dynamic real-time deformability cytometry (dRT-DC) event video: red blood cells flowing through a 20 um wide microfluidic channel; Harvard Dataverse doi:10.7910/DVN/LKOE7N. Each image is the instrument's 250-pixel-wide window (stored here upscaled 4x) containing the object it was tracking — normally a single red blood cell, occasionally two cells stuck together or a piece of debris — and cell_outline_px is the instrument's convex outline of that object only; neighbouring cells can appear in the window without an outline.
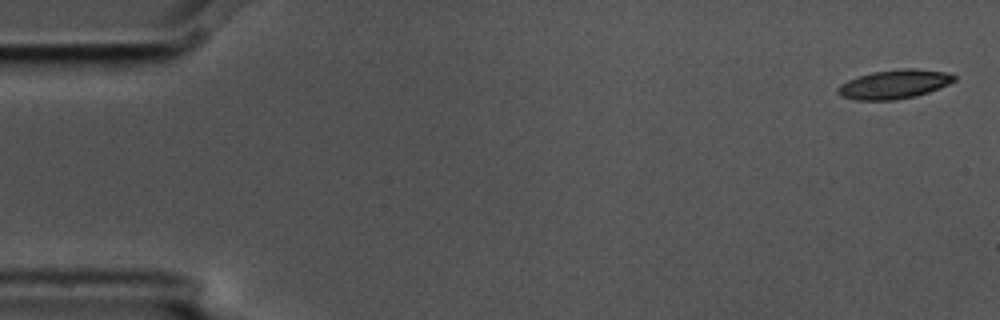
{"species": "common noctule bat (a hibernating species)", "species_latin": "Nyctalus noctula", "temperature_condition": "cold", "stored_images_in_passage": 10, "camera_frame_rate_fps": 3000, "um_per_image_px": 0.085, "animal": {"sex": "male", "body_mass_g": 17.5, "forearm_length_mm": 52.3}, "frame": {"image": 1, "passage_image": 1, "time_ms": 0.0, "image_size_px": [1000, 320], "cell_outline_px": [[956, 80], [948, 84], [928, 92], [916, 96], [892, 100], [856, 100], [840, 96], [836, 92], [836, 88], [840, 84], [848, 80], [872, 72], [904, 68], [912, 68], [944, 72], [956, 76]], "centroid_in_image_um": [75.97, 7.16], "position_along_channel_um": 9.0, "area_um2": 19.54}}
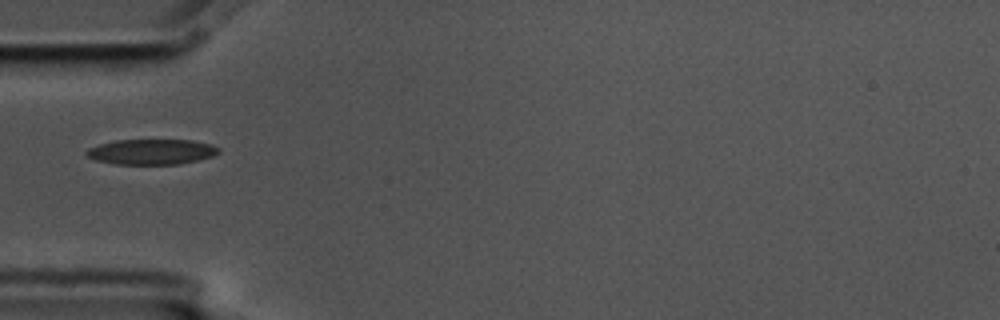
{"frame": {"image": 2, "passage_image": 5, "time_ms": 1.333, "image_size_px": [1000, 320], "cell_outline_px": [[220, 152], [212, 156], [180, 164], [116, 164], [96, 160], [88, 156], [84, 152], [88, 148], [100, 144], [116, 140], [192, 140], [212, 144], [220, 148]], "centroid_in_image_um": [12.89, 12.9], "position_along_channel_um": 72.1, "area_um2": 19.48}}